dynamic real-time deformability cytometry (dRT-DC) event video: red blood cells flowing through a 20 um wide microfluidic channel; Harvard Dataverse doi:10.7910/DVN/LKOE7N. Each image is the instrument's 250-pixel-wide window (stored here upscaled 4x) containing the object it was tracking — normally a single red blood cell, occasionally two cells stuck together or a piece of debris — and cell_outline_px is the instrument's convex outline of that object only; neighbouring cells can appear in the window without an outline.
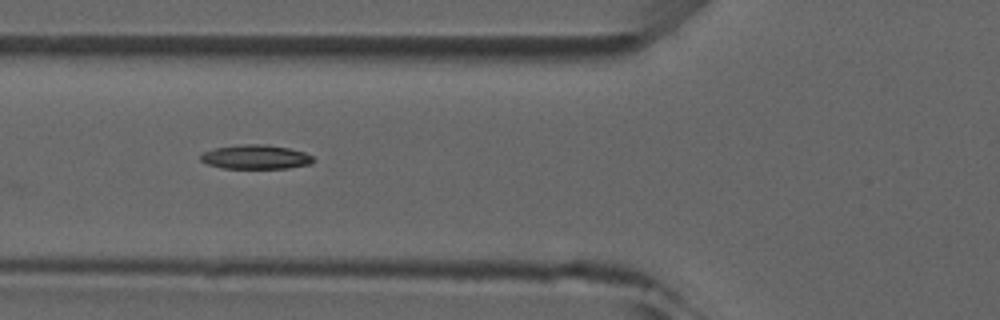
{"species": "common noctule bat (a hibernating species)", "species_latin": "Nyctalus noctula", "temperature_condition": "room temperature", "stored_images_in_passage": 4, "camera_frame_rate_fps": 3000, "um_per_image_px": 0.085, "animal": {"sex": "male", "forearm_length_mm": 52.5}, "frame": {"image": 1, "passage_image": 3, "time_ms": 2.333, "image_size_px": [1000, 320], "cell_outline_px": [[316, 160], [312, 164], [288, 168], [220, 168], [208, 164], [200, 160], [200, 156], [204, 152], [216, 148], [240, 144], [264, 144], [288, 148], [304, 152], [312, 156]], "centroid_in_image_um": [21.76, 13.35], "position_along_channel_um": 104.0, "area_um2": 15.9}}
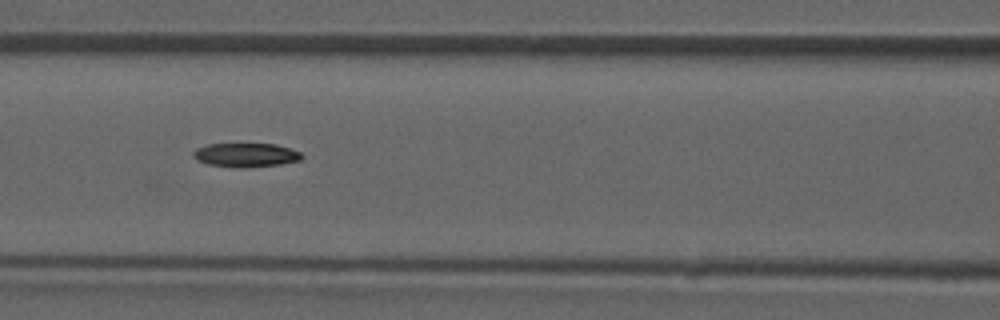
{"frame": {"image": 2, "passage_image": 4, "time_ms": 3.333, "image_size_px": [1000, 320], "cell_outline_px": [[304, 156], [300, 160], [280, 164], [244, 168], [236, 168], [208, 164], [196, 160], [192, 156], [192, 152], [196, 148], [208, 144], [272, 144], [288, 148], [300, 152]], "centroid_in_image_um": [20.85, 13.18], "position_along_channel_um": 145.8, "area_um2": 15.14}}